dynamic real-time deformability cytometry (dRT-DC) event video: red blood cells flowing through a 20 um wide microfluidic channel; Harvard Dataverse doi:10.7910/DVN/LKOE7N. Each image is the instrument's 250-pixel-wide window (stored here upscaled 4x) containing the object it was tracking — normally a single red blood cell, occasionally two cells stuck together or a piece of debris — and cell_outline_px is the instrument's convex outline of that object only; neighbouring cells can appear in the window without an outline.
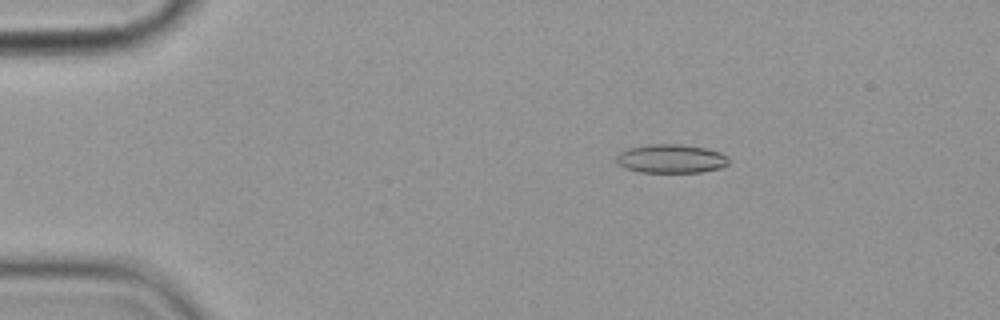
{"species": "common noctule bat (a hibernating species)", "species_latin": "Nyctalus noctula", "temperature_condition": "cold", "stored_images_in_passage": 4, "camera_frame_rate_fps": 3000, "um_per_image_px": 0.085, "animal": {"sex": "female", "body_mass_g": 19.9}, "frame": {"image": 1, "passage_image": 2, "time_ms": 1.333, "image_size_px": [1000, 320], "cell_outline_px": [[728, 164], [720, 168], [700, 172], [640, 172], [624, 168], [616, 160], [616, 156], [620, 152], [628, 148], [648, 144], [680, 144], [704, 148], [720, 152], [728, 156]], "centroid_in_image_um": [57.03, 13.49], "position_along_channel_um": 28.0, "area_um2": 18.79}}